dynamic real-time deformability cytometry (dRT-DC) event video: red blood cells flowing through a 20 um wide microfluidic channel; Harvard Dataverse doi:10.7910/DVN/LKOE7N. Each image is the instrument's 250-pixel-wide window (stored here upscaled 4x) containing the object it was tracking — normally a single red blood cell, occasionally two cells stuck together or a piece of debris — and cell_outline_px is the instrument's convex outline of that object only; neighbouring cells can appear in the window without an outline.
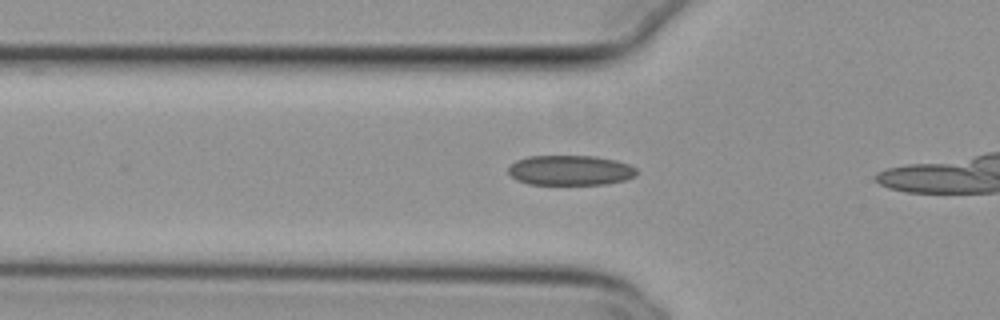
{"species": "common noctule bat (a hibernating species)", "species_latin": "Nyctalus noctula", "temperature_condition": "cold", "stored_images_in_passage": 21, "camera_frame_rate_fps": 3000, "um_per_image_px": 0.085, "animal": {"sex": "female", "body_mass_g": 29.2, "forearm_length_mm": 56.3}, "frame": {"image": 1, "passage_image": 12, "time_ms": 3.667, "image_size_px": [1000, 320], "cell_outline_px": [[636, 176], [624, 180], [604, 184], [528, 184], [516, 180], [508, 172], [508, 168], [516, 160], [528, 156], [596, 156], [616, 160], [628, 164], [636, 168]], "centroid_in_image_um": [48.46, 14.47], "position_along_channel_um": 77.3, "area_um2": 22.43}}
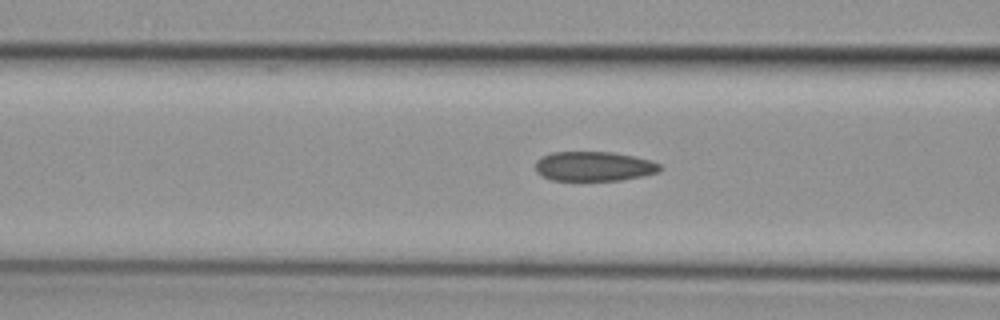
{"frame": {"image": 2, "passage_image": 15, "time_ms": 4.667, "image_size_px": [1000, 320], "cell_outline_px": [[664, 168], [660, 172], [644, 176], [620, 180], [552, 180], [536, 172], [536, 160], [552, 152], [612, 152], [652, 160], [660, 164]], "centroid_in_image_um": [50.54, 14.14], "position_along_channel_um": 116.1, "area_um2": 21.5}}
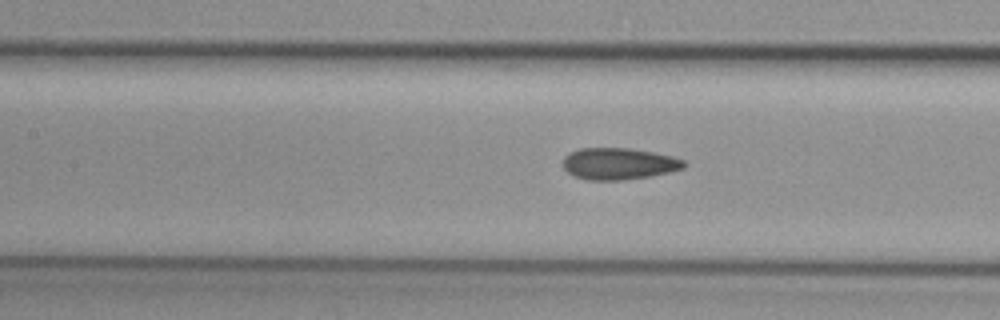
{"frame": {"image": 3, "passage_image": 18, "time_ms": 5.667, "image_size_px": [1000, 320], "cell_outline_px": [[688, 164], [684, 168], [672, 172], [652, 176], [624, 180], [588, 180], [572, 176], [564, 168], [564, 156], [580, 148], [632, 148], [656, 152], [672, 156], [684, 160]], "centroid_in_image_um": [52.65, 13.92], "position_along_channel_um": 154.7, "area_um2": 22.66}}